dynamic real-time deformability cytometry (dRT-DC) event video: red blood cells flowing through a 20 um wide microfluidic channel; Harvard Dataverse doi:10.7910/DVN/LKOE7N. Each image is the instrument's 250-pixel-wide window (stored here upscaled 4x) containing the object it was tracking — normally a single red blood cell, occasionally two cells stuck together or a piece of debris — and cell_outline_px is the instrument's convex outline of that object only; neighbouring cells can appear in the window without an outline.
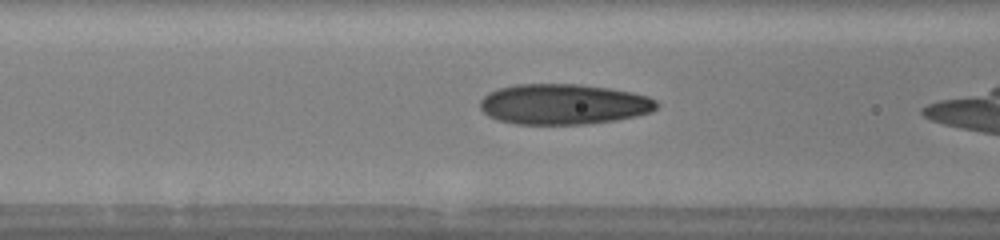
{"species": "human", "species_latin": "Homo sapiens", "temperature_condition": "warm", "stored_images_in_passage": 39, "camera_frame_rate_fps": 3000, "um_per_image_px": 0.085, "donor": {"sex": "male"}, "frame": {"image": 1, "passage_image": 8, "time_ms": 1.0, "image_size_px": [1000, 240], "cell_outline_px": [[660, 104], [652, 112], [636, 116], [616, 120], [584, 124], [516, 124], [500, 120], [488, 116], [480, 108], [480, 100], [488, 92], [500, 88], [516, 84], [580, 84], [608, 88], [632, 92], [648, 96], [656, 100]], "centroid_in_image_um": [47.92, 8.85], "position_along_channel_um": 118.7, "area_um2": 41.79}}
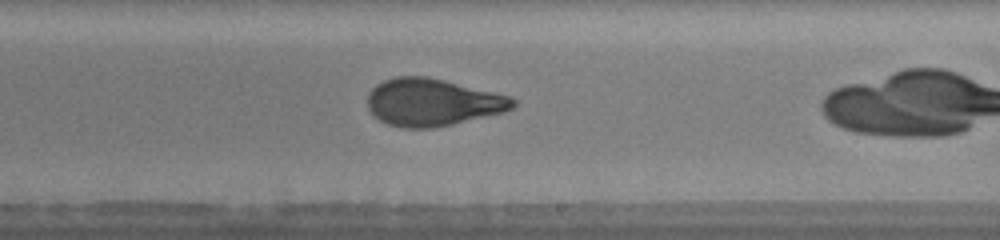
{"frame": {"image": 2, "passage_image": 29, "time_ms": 4.333, "image_size_px": [1000, 240], "cell_outline_px": [[516, 104], [512, 108], [504, 112], [452, 124], [432, 128], [404, 128], [388, 124], [380, 120], [368, 108], [368, 92], [376, 84], [384, 80], [396, 76], [428, 76], [512, 96], [516, 100]], "centroid_in_image_um": [36.77, 8.68], "position_along_channel_um": 252.2, "area_um2": 40.17}}